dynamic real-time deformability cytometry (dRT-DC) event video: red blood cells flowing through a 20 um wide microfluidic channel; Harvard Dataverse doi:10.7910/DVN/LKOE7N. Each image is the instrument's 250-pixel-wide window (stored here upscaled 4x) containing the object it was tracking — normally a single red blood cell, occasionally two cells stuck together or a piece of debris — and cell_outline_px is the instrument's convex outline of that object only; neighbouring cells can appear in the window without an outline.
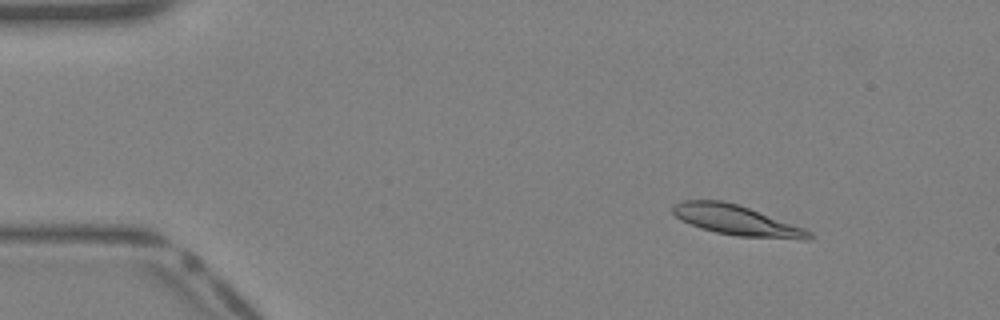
{"species": "Egyptian fruit bat (a non-hibernating species)", "species_latin": "Rousettus aegyptiacus", "temperature_condition": "warm", "stored_images_in_passage": 41, "camera_frame_rate_fps": 3000, "um_per_image_px": 0.085, "animal": {"sex": "female"}, "frame": {"image": 1, "passage_image": 6, "time_ms": 1.667, "image_size_px": [1000, 320], "cell_outline_px": [[812, 236], [808, 240], [800, 240], [740, 236], [716, 232], [700, 228], [680, 220], [672, 212], [672, 204], [684, 200], [720, 200], [736, 204], [748, 208], [804, 228], [812, 232]], "centroid_in_image_um": [62.58, 18.73], "position_along_channel_um": 22.4, "area_um2": 23.7}}
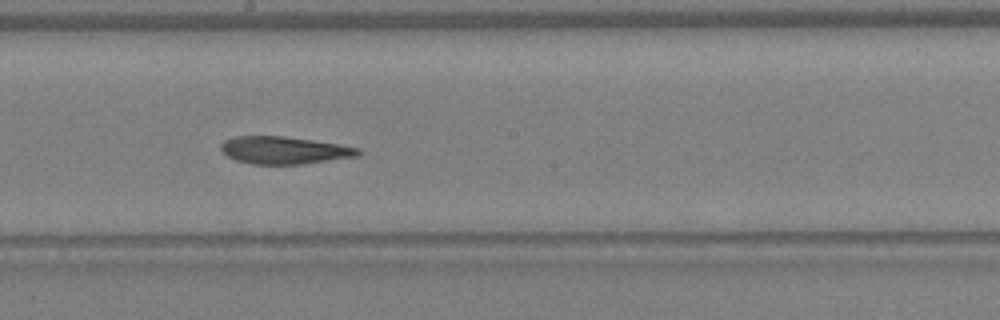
{"frame": {"image": 2, "passage_image": 23, "time_ms": 7.333, "image_size_px": [1000, 320], "cell_outline_px": [[360, 156], [300, 164], [252, 164], [236, 160], [228, 156], [220, 148], [220, 144], [224, 140], [232, 136], [284, 136], [312, 140], [360, 148]], "centroid_in_image_um": [24.13, 12.76], "position_along_channel_um": 224.1, "area_um2": 21.85}}
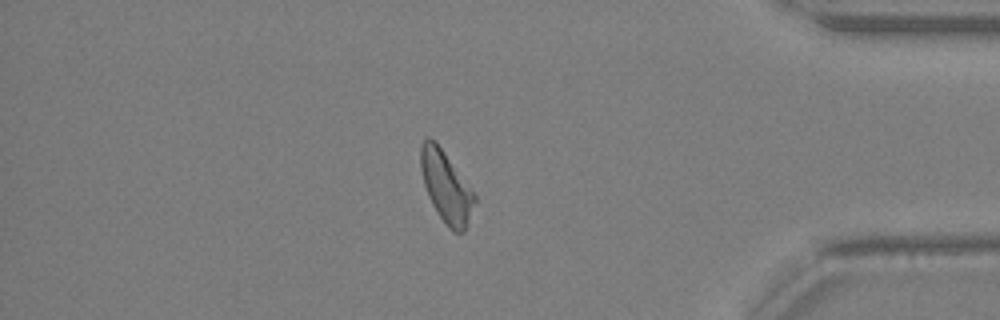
{"frame": {"image": 3, "passage_image": 35, "time_ms": 11.333, "image_size_px": [1000, 320], "cell_outline_px": [[476, 200], [464, 232], [452, 232], [448, 228], [436, 212], [428, 196], [424, 184], [420, 168], [420, 144], [424, 136], [428, 136], [436, 140], [476, 196]], "centroid_in_image_um": [37.88, 15.84], "position_along_channel_um": 397.3, "area_um2": 22.43}}